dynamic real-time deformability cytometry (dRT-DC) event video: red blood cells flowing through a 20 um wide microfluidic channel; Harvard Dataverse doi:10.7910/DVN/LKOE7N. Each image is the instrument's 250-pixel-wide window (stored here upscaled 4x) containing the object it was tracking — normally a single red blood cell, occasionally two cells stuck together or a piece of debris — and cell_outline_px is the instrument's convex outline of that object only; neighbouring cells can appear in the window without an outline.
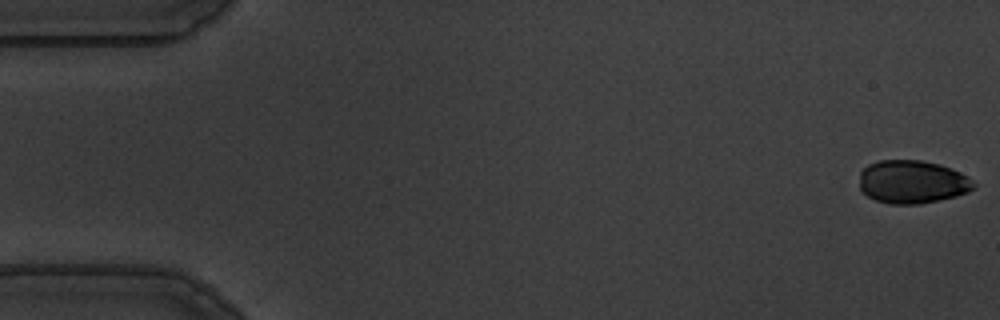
{"species": "common noctule bat (a hibernating species)", "species_latin": "Nyctalus noctula", "temperature_condition": "warm", "stored_images_in_passage": 56, "camera_frame_rate_fps": 3000, "um_per_image_px": 0.085, "animal": {"sex": "male", "body_mass_g": 19.5, "forearm_length_mm": 54.6}, "frame": {"image": 1, "passage_image": 1, "time_ms": 0.0, "image_size_px": [1000, 320], "cell_outline_px": [[976, 188], [968, 192], [956, 196], [920, 204], [888, 204], [876, 200], [868, 196], [860, 188], [860, 172], [868, 164], [880, 160], [920, 160], [940, 164], [952, 168], [968, 176], [976, 184]], "centroid_in_image_um": [77.57, 15.46], "position_along_channel_um": 7.4, "area_um2": 28.96}}
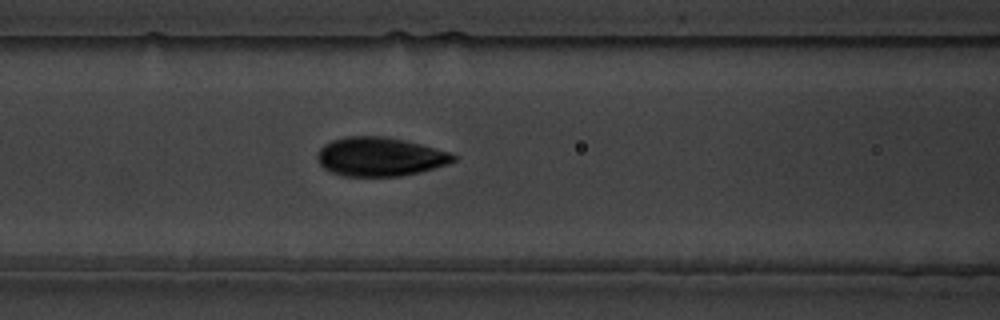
{"frame": {"image": 2, "passage_image": 23, "time_ms": 7.333, "image_size_px": [1000, 320], "cell_outline_px": [[456, 160], [448, 164], [420, 172], [400, 176], [340, 176], [324, 168], [320, 164], [316, 156], [320, 148], [324, 144], [332, 140], [348, 136], [384, 136], [404, 140], [420, 144], [448, 152], [456, 156]], "centroid_in_image_um": [32.27, 13.32], "position_along_channel_um": 134.3, "area_um2": 30.75}}
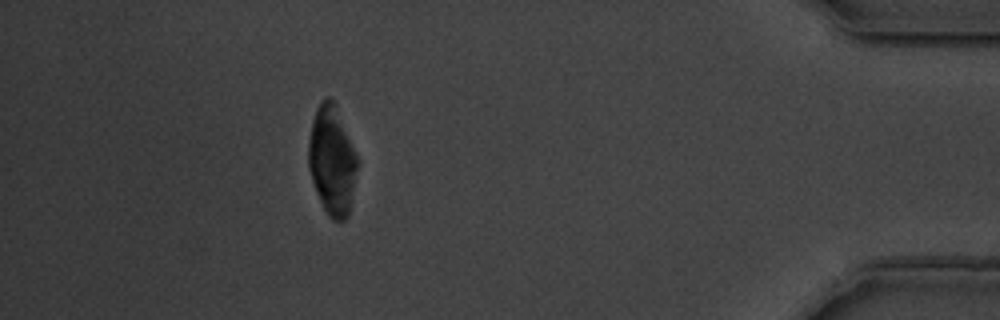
{"frame": {"image": 3, "passage_image": 50, "time_ms": 16.333, "image_size_px": [1000, 320], "cell_outline_px": [[356, 168], [348, 216], [344, 220], [332, 220], [328, 216], [316, 192], [308, 168], [308, 140], [312, 120], [316, 108], [320, 100], [328, 96], [336, 104], [356, 156]], "centroid_in_image_um": [28.17, 13.6], "position_along_channel_um": 407.0, "area_um2": 30.58}}